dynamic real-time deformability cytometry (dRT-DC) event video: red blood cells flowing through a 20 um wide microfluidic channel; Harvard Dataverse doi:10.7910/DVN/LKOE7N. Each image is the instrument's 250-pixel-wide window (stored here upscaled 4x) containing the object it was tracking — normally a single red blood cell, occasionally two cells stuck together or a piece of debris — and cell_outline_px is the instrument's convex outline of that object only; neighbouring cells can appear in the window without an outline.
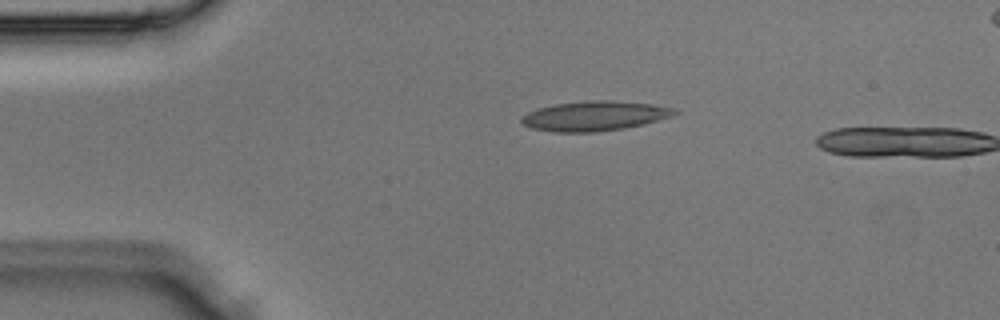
{"species": "Egyptian fruit bat (a non-hibernating species)", "species_latin": "Rousettus aegyptiacus", "temperature_condition": "room temperature", "stored_images_in_passage": 4, "camera_frame_rate_fps": 3000, "um_per_image_px": 0.085, "animal": {"sex": "male"}, "frame": {"image": 1, "passage_image": 3, "time_ms": 0.667, "image_size_px": [1000, 320], "cell_outline_px": [[680, 112], [672, 116], [644, 124], [624, 128], [596, 132], [552, 132], [532, 128], [524, 124], [520, 120], [528, 112], [540, 108], [556, 104], [588, 100], [612, 100], [652, 104], [672, 108]], "centroid_in_image_um": [50.56, 9.86], "position_along_channel_um": 34.4, "area_um2": 26.36}}